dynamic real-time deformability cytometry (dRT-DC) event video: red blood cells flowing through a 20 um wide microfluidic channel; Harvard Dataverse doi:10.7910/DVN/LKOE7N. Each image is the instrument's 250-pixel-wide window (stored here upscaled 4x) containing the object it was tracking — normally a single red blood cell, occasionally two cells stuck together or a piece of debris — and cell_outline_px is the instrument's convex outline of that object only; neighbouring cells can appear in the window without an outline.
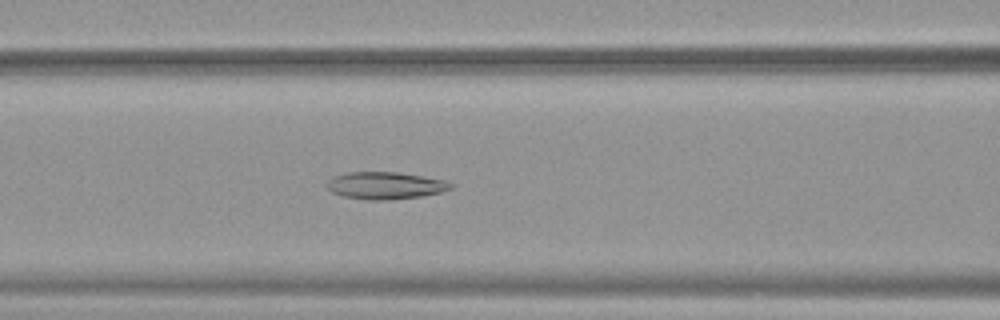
{"species": "common noctule bat (a hibernating species)", "species_latin": "Nyctalus noctula", "temperature_condition": "warm", "stored_images_in_passage": 52, "camera_frame_rate_fps": 3000, "um_per_image_px": 0.085, "animal": {"sex": "female", "body_mass_g": 19.9}, "frame": {"image": 1, "passage_image": 22, "time_ms": 7.0, "image_size_px": [1000, 320], "cell_outline_px": [[456, 188], [424, 196], [388, 200], [368, 200], [344, 196], [332, 192], [324, 184], [332, 176], [348, 172], [396, 172], [424, 176], [444, 180], [456, 184]], "centroid_in_image_um": [32.79, 15.77], "position_along_channel_um": 133.8, "area_um2": 19.94}}
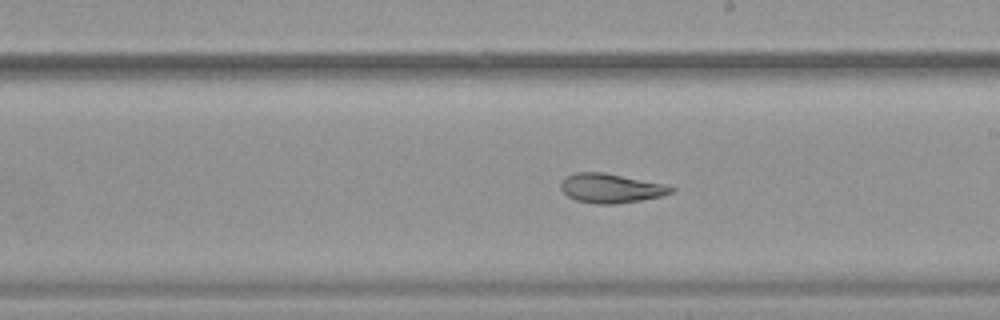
{"frame": {"image": 2, "passage_image": 30, "time_ms": 9.667, "image_size_px": [1000, 320], "cell_outline_px": [[676, 188], [672, 192], [660, 196], [640, 200], [616, 204], [596, 204], [576, 200], [568, 196], [560, 188], [560, 180], [564, 176], [576, 172], [604, 172], [668, 184]], "centroid_in_image_um": [51.91, 15.98], "position_along_channel_um": 237.1, "area_um2": 19.07}}
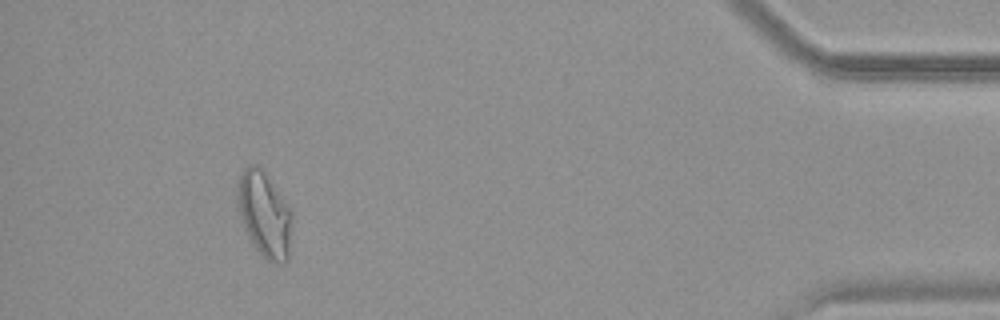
{"frame": {"image": 3, "passage_image": 48, "time_ms": 15.667, "image_size_px": [1000, 320], "cell_outline_px": [[292, 216], [288, 256], [284, 260], [272, 264], [256, 248], [244, 228], [240, 220], [236, 204], [236, 184], [240, 172], [248, 164], [260, 164], [288, 208]], "centroid_in_image_um": [22.4, 18.14], "position_along_channel_um": 412.8, "area_um2": 26.99}, "authors_computed_cell_mechanics": {"area_um2": 23.6402, "velocity_mm_per_s": 3.8833, "shape_relaxation_time_tau1_ms": 7.2341, "shape_relaxation_time_tau2_ms": 2.3627, "deformation_change_tau1": 0.214, "deformation_change_tau2": 0.106}}